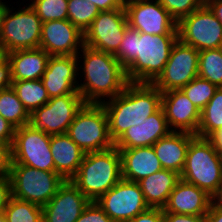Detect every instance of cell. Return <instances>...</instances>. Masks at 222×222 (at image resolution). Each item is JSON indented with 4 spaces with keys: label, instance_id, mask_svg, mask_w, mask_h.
<instances>
[{
    "label": "cell",
    "instance_id": "6da1fadb",
    "mask_svg": "<svg viewBox=\"0 0 222 222\" xmlns=\"http://www.w3.org/2000/svg\"><path fill=\"white\" fill-rule=\"evenodd\" d=\"M178 35H150L127 27L114 55L131 83L152 84L163 72Z\"/></svg>",
    "mask_w": 222,
    "mask_h": 222
},
{
    "label": "cell",
    "instance_id": "7a4b0ae2",
    "mask_svg": "<svg viewBox=\"0 0 222 222\" xmlns=\"http://www.w3.org/2000/svg\"><path fill=\"white\" fill-rule=\"evenodd\" d=\"M162 92L153 84L129 83L125 89L102 105L114 143L131 126L140 125L161 107Z\"/></svg>",
    "mask_w": 222,
    "mask_h": 222
},
{
    "label": "cell",
    "instance_id": "3957f363",
    "mask_svg": "<svg viewBox=\"0 0 222 222\" xmlns=\"http://www.w3.org/2000/svg\"><path fill=\"white\" fill-rule=\"evenodd\" d=\"M81 49L85 78L83 84H78V92L85 103L101 104L102 98H114L130 83L125 68L113 54L85 44Z\"/></svg>",
    "mask_w": 222,
    "mask_h": 222
},
{
    "label": "cell",
    "instance_id": "277c9868",
    "mask_svg": "<svg viewBox=\"0 0 222 222\" xmlns=\"http://www.w3.org/2000/svg\"><path fill=\"white\" fill-rule=\"evenodd\" d=\"M122 179L118 148L85 153L71 182L90 200L97 201Z\"/></svg>",
    "mask_w": 222,
    "mask_h": 222
},
{
    "label": "cell",
    "instance_id": "5b68a950",
    "mask_svg": "<svg viewBox=\"0 0 222 222\" xmlns=\"http://www.w3.org/2000/svg\"><path fill=\"white\" fill-rule=\"evenodd\" d=\"M180 179L212 196L222 183V156L209 138L195 136L188 147Z\"/></svg>",
    "mask_w": 222,
    "mask_h": 222
},
{
    "label": "cell",
    "instance_id": "8992f818",
    "mask_svg": "<svg viewBox=\"0 0 222 222\" xmlns=\"http://www.w3.org/2000/svg\"><path fill=\"white\" fill-rule=\"evenodd\" d=\"M7 175L13 197L45 206L65 180L55 171H43L23 164H8Z\"/></svg>",
    "mask_w": 222,
    "mask_h": 222
},
{
    "label": "cell",
    "instance_id": "52a82bcc",
    "mask_svg": "<svg viewBox=\"0 0 222 222\" xmlns=\"http://www.w3.org/2000/svg\"><path fill=\"white\" fill-rule=\"evenodd\" d=\"M85 153L114 147L109 134L108 118L101 104L85 103L66 133Z\"/></svg>",
    "mask_w": 222,
    "mask_h": 222
},
{
    "label": "cell",
    "instance_id": "ba28073f",
    "mask_svg": "<svg viewBox=\"0 0 222 222\" xmlns=\"http://www.w3.org/2000/svg\"><path fill=\"white\" fill-rule=\"evenodd\" d=\"M8 164H23L43 171H55L50 135L31 124L15 128L8 151Z\"/></svg>",
    "mask_w": 222,
    "mask_h": 222
},
{
    "label": "cell",
    "instance_id": "9c48e42d",
    "mask_svg": "<svg viewBox=\"0 0 222 222\" xmlns=\"http://www.w3.org/2000/svg\"><path fill=\"white\" fill-rule=\"evenodd\" d=\"M8 7L0 36L5 52L39 48L43 22L29 5L15 13Z\"/></svg>",
    "mask_w": 222,
    "mask_h": 222
},
{
    "label": "cell",
    "instance_id": "30bf717a",
    "mask_svg": "<svg viewBox=\"0 0 222 222\" xmlns=\"http://www.w3.org/2000/svg\"><path fill=\"white\" fill-rule=\"evenodd\" d=\"M178 39L196 50L222 47V24L205 4L177 23Z\"/></svg>",
    "mask_w": 222,
    "mask_h": 222
},
{
    "label": "cell",
    "instance_id": "8fae6325",
    "mask_svg": "<svg viewBox=\"0 0 222 222\" xmlns=\"http://www.w3.org/2000/svg\"><path fill=\"white\" fill-rule=\"evenodd\" d=\"M199 50L182 43L173 45L163 72L152 83L160 92L181 90L198 77Z\"/></svg>",
    "mask_w": 222,
    "mask_h": 222
},
{
    "label": "cell",
    "instance_id": "7c38bea8",
    "mask_svg": "<svg viewBox=\"0 0 222 222\" xmlns=\"http://www.w3.org/2000/svg\"><path fill=\"white\" fill-rule=\"evenodd\" d=\"M85 104L81 95H62L30 114V124L48 135L65 134L78 111Z\"/></svg>",
    "mask_w": 222,
    "mask_h": 222
},
{
    "label": "cell",
    "instance_id": "4fadbf2b",
    "mask_svg": "<svg viewBox=\"0 0 222 222\" xmlns=\"http://www.w3.org/2000/svg\"><path fill=\"white\" fill-rule=\"evenodd\" d=\"M128 26L150 35H178L177 22L158 0H124Z\"/></svg>",
    "mask_w": 222,
    "mask_h": 222
},
{
    "label": "cell",
    "instance_id": "5bb4252c",
    "mask_svg": "<svg viewBox=\"0 0 222 222\" xmlns=\"http://www.w3.org/2000/svg\"><path fill=\"white\" fill-rule=\"evenodd\" d=\"M96 202L114 222H128L149 209L138 182L123 178Z\"/></svg>",
    "mask_w": 222,
    "mask_h": 222
},
{
    "label": "cell",
    "instance_id": "9a60e30c",
    "mask_svg": "<svg viewBox=\"0 0 222 222\" xmlns=\"http://www.w3.org/2000/svg\"><path fill=\"white\" fill-rule=\"evenodd\" d=\"M127 27L124 6L120 9L100 11L84 33V44L115 55L120 48Z\"/></svg>",
    "mask_w": 222,
    "mask_h": 222
},
{
    "label": "cell",
    "instance_id": "2e32d148",
    "mask_svg": "<svg viewBox=\"0 0 222 222\" xmlns=\"http://www.w3.org/2000/svg\"><path fill=\"white\" fill-rule=\"evenodd\" d=\"M83 45L84 33L68 19L43 22L39 48L50 56H77Z\"/></svg>",
    "mask_w": 222,
    "mask_h": 222
},
{
    "label": "cell",
    "instance_id": "e0dca14e",
    "mask_svg": "<svg viewBox=\"0 0 222 222\" xmlns=\"http://www.w3.org/2000/svg\"><path fill=\"white\" fill-rule=\"evenodd\" d=\"M79 53L74 55L50 56L41 78L49 98L62 95H81L78 92Z\"/></svg>",
    "mask_w": 222,
    "mask_h": 222
},
{
    "label": "cell",
    "instance_id": "ac0fdd59",
    "mask_svg": "<svg viewBox=\"0 0 222 222\" xmlns=\"http://www.w3.org/2000/svg\"><path fill=\"white\" fill-rule=\"evenodd\" d=\"M90 200L71 182L65 181L42 207L43 222H76Z\"/></svg>",
    "mask_w": 222,
    "mask_h": 222
},
{
    "label": "cell",
    "instance_id": "d6986e66",
    "mask_svg": "<svg viewBox=\"0 0 222 222\" xmlns=\"http://www.w3.org/2000/svg\"><path fill=\"white\" fill-rule=\"evenodd\" d=\"M161 107L171 131L178 130L179 132L191 133L193 135L197 134L201 120V111L181 90L163 92Z\"/></svg>",
    "mask_w": 222,
    "mask_h": 222
},
{
    "label": "cell",
    "instance_id": "ffe728a7",
    "mask_svg": "<svg viewBox=\"0 0 222 222\" xmlns=\"http://www.w3.org/2000/svg\"><path fill=\"white\" fill-rule=\"evenodd\" d=\"M171 132L163 108L160 107L140 125L131 126L114 143L116 148L152 146Z\"/></svg>",
    "mask_w": 222,
    "mask_h": 222
},
{
    "label": "cell",
    "instance_id": "44dd1931",
    "mask_svg": "<svg viewBox=\"0 0 222 222\" xmlns=\"http://www.w3.org/2000/svg\"><path fill=\"white\" fill-rule=\"evenodd\" d=\"M211 205V196L196 185L180 179L170 193L163 212L187 215H206Z\"/></svg>",
    "mask_w": 222,
    "mask_h": 222
},
{
    "label": "cell",
    "instance_id": "7402d4cb",
    "mask_svg": "<svg viewBox=\"0 0 222 222\" xmlns=\"http://www.w3.org/2000/svg\"><path fill=\"white\" fill-rule=\"evenodd\" d=\"M118 150L121 157V174L125 180L138 182L163 169L152 146Z\"/></svg>",
    "mask_w": 222,
    "mask_h": 222
},
{
    "label": "cell",
    "instance_id": "603a6c76",
    "mask_svg": "<svg viewBox=\"0 0 222 222\" xmlns=\"http://www.w3.org/2000/svg\"><path fill=\"white\" fill-rule=\"evenodd\" d=\"M195 136L191 133L171 131L153 144L152 147L162 168L181 174L185 166L189 144Z\"/></svg>",
    "mask_w": 222,
    "mask_h": 222
},
{
    "label": "cell",
    "instance_id": "cb8c5ba5",
    "mask_svg": "<svg viewBox=\"0 0 222 222\" xmlns=\"http://www.w3.org/2000/svg\"><path fill=\"white\" fill-rule=\"evenodd\" d=\"M50 148L55 172L65 181L77 173L85 152L65 133L50 135Z\"/></svg>",
    "mask_w": 222,
    "mask_h": 222
},
{
    "label": "cell",
    "instance_id": "d4e9b609",
    "mask_svg": "<svg viewBox=\"0 0 222 222\" xmlns=\"http://www.w3.org/2000/svg\"><path fill=\"white\" fill-rule=\"evenodd\" d=\"M49 58L50 55L42 48L9 52L12 81L41 79Z\"/></svg>",
    "mask_w": 222,
    "mask_h": 222
},
{
    "label": "cell",
    "instance_id": "484cf974",
    "mask_svg": "<svg viewBox=\"0 0 222 222\" xmlns=\"http://www.w3.org/2000/svg\"><path fill=\"white\" fill-rule=\"evenodd\" d=\"M179 180L180 174L177 172L162 169L141 179L138 184L149 208L163 209Z\"/></svg>",
    "mask_w": 222,
    "mask_h": 222
},
{
    "label": "cell",
    "instance_id": "4316f807",
    "mask_svg": "<svg viewBox=\"0 0 222 222\" xmlns=\"http://www.w3.org/2000/svg\"><path fill=\"white\" fill-rule=\"evenodd\" d=\"M12 88L30 114L50 100L41 79L12 81Z\"/></svg>",
    "mask_w": 222,
    "mask_h": 222
},
{
    "label": "cell",
    "instance_id": "83f0119b",
    "mask_svg": "<svg viewBox=\"0 0 222 222\" xmlns=\"http://www.w3.org/2000/svg\"><path fill=\"white\" fill-rule=\"evenodd\" d=\"M0 115L15 128L30 124V113L12 86L0 92Z\"/></svg>",
    "mask_w": 222,
    "mask_h": 222
},
{
    "label": "cell",
    "instance_id": "f1b7e54d",
    "mask_svg": "<svg viewBox=\"0 0 222 222\" xmlns=\"http://www.w3.org/2000/svg\"><path fill=\"white\" fill-rule=\"evenodd\" d=\"M222 128V87H219L201 111V120L196 136L209 138Z\"/></svg>",
    "mask_w": 222,
    "mask_h": 222
},
{
    "label": "cell",
    "instance_id": "f546056e",
    "mask_svg": "<svg viewBox=\"0 0 222 222\" xmlns=\"http://www.w3.org/2000/svg\"><path fill=\"white\" fill-rule=\"evenodd\" d=\"M198 77L222 87V47L199 51Z\"/></svg>",
    "mask_w": 222,
    "mask_h": 222
},
{
    "label": "cell",
    "instance_id": "4dcf8cb0",
    "mask_svg": "<svg viewBox=\"0 0 222 222\" xmlns=\"http://www.w3.org/2000/svg\"><path fill=\"white\" fill-rule=\"evenodd\" d=\"M7 222H43L42 207L13 196L4 210Z\"/></svg>",
    "mask_w": 222,
    "mask_h": 222
},
{
    "label": "cell",
    "instance_id": "1f68e13d",
    "mask_svg": "<svg viewBox=\"0 0 222 222\" xmlns=\"http://www.w3.org/2000/svg\"><path fill=\"white\" fill-rule=\"evenodd\" d=\"M98 8L87 0H68V20L82 33L99 14Z\"/></svg>",
    "mask_w": 222,
    "mask_h": 222
},
{
    "label": "cell",
    "instance_id": "d6a6232c",
    "mask_svg": "<svg viewBox=\"0 0 222 222\" xmlns=\"http://www.w3.org/2000/svg\"><path fill=\"white\" fill-rule=\"evenodd\" d=\"M217 89L218 87L208 80L196 77L185 85L181 91L200 111H202L214 96Z\"/></svg>",
    "mask_w": 222,
    "mask_h": 222
},
{
    "label": "cell",
    "instance_id": "836d02e7",
    "mask_svg": "<svg viewBox=\"0 0 222 222\" xmlns=\"http://www.w3.org/2000/svg\"><path fill=\"white\" fill-rule=\"evenodd\" d=\"M29 5L42 22L68 19V0H33Z\"/></svg>",
    "mask_w": 222,
    "mask_h": 222
},
{
    "label": "cell",
    "instance_id": "e575fe53",
    "mask_svg": "<svg viewBox=\"0 0 222 222\" xmlns=\"http://www.w3.org/2000/svg\"><path fill=\"white\" fill-rule=\"evenodd\" d=\"M178 23L182 18L205 5L206 0H158Z\"/></svg>",
    "mask_w": 222,
    "mask_h": 222
},
{
    "label": "cell",
    "instance_id": "d590c367",
    "mask_svg": "<svg viewBox=\"0 0 222 222\" xmlns=\"http://www.w3.org/2000/svg\"><path fill=\"white\" fill-rule=\"evenodd\" d=\"M76 222H114L99 206L96 201L90 203L84 208Z\"/></svg>",
    "mask_w": 222,
    "mask_h": 222
},
{
    "label": "cell",
    "instance_id": "8d00e7d4",
    "mask_svg": "<svg viewBox=\"0 0 222 222\" xmlns=\"http://www.w3.org/2000/svg\"><path fill=\"white\" fill-rule=\"evenodd\" d=\"M11 86V65L8 61V53L0 48V92Z\"/></svg>",
    "mask_w": 222,
    "mask_h": 222
},
{
    "label": "cell",
    "instance_id": "74e56055",
    "mask_svg": "<svg viewBox=\"0 0 222 222\" xmlns=\"http://www.w3.org/2000/svg\"><path fill=\"white\" fill-rule=\"evenodd\" d=\"M15 127L0 115V146L10 150L14 139Z\"/></svg>",
    "mask_w": 222,
    "mask_h": 222
},
{
    "label": "cell",
    "instance_id": "f35d334b",
    "mask_svg": "<svg viewBox=\"0 0 222 222\" xmlns=\"http://www.w3.org/2000/svg\"><path fill=\"white\" fill-rule=\"evenodd\" d=\"M128 222H164V212L161 208H149Z\"/></svg>",
    "mask_w": 222,
    "mask_h": 222
},
{
    "label": "cell",
    "instance_id": "ab89813d",
    "mask_svg": "<svg viewBox=\"0 0 222 222\" xmlns=\"http://www.w3.org/2000/svg\"><path fill=\"white\" fill-rule=\"evenodd\" d=\"M11 196V183L8 175L0 176V214L4 213Z\"/></svg>",
    "mask_w": 222,
    "mask_h": 222
},
{
    "label": "cell",
    "instance_id": "60d3db41",
    "mask_svg": "<svg viewBox=\"0 0 222 222\" xmlns=\"http://www.w3.org/2000/svg\"><path fill=\"white\" fill-rule=\"evenodd\" d=\"M164 222H205V215H187L164 212Z\"/></svg>",
    "mask_w": 222,
    "mask_h": 222
},
{
    "label": "cell",
    "instance_id": "b9f144b4",
    "mask_svg": "<svg viewBox=\"0 0 222 222\" xmlns=\"http://www.w3.org/2000/svg\"><path fill=\"white\" fill-rule=\"evenodd\" d=\"M94 4L99 11L120 9L124 6V0H87Z\"/></svg>",
    "mask_w": 222,
    "mask_h": 222
},
{
    "label": "cell",
    "instance_id": "7bdbcfd3",
    "mask_svg": "<svg viewBox=\"0 0 222 222\" xmlns=\"http://www.w3.org/2000/svg\"><path fill=\"white\" fill-rule=\"evenodd\" d=\"M205 222H222V209L216 208L211 204L205 215Z\"/></svg>",
    "mask_w": 222,
    "mask_h": 222
},
{
    "label": "cell",
    "instance_id": "ee69618b",
    "mask_svg": "<svg viewBox=\"0 0 222 222\" xmlns=\"http://www.w3.org/2000/svg\"><path fill=\"white\" fill-rule=\"evenodd\" d=\"M205 4L222 24V0H206Z\"/></svg>",
    "mask_w": 222,
    "mask_h": 222
},
{
    "label": "cell",
    "instance_id": "f6af8a7d",
    "mask_svg": "<svg viewBox=\"0 0 222 222\" xmlns=\"http://www.w3.org/2000/svg\"><path fill=\"white\" fill-rule=\"evenodd\" d=\"M209 139L212 141L217 152L222 156V128L214 132Z\"/></svg>",
    "mask_w": 222,
    "mask_h": 222
},
{
    "label": "cell",
    "instance_id": "bcb514c9",
    "mask_svg": "<svg viewBox=\"0 0 222 222\" xmlns=\"http://www.w3.org/2000/svg\"><path fill=\"white\" fill-rule=\"evenodd\" d=\"M8 151L0 146V176L7 174Z\"/></svg>",
    "mask_w": 222,
    "mask_h": 222
},
{
    "label": "cell",
    "instance_id": "7dc6e473",
    "mask_svg": "<svg viewBox=\"0 0 222 222\" xmlns=\"http://www.w3.org/2000/svg\"><path fill=\"white\" fill-rule=\"evenodd\" d=\"M211 204L216 208L222 209V183L216 192L211 196Z\"/></svg>",
    "mask_w": 222,
    "mask_h": 222
},
{
    "label": "cell",
    "instance_id": "c3c4849f",
    "mask_svg": "<svg viewBox=\"0 0 222 222\" xmlns=\"http://www.w3.org/2000/svg\"><path fill=\"white\" fill-rule=\"evenodd\" d=\"M7 9H8V6L4 4L3 2H1L0 3V36H1L2 26L4 23V17H5Z\"/></svg>",
    "mask_w": 222,
    "mask_h": 222
},
{
    "label": "cell",
    "instance_id": "681fc988",
    "mask_svg": "<svg viewBox=\"0 0 222 222\" xmlns=\"http://www.w3.org/2000/svg\"><path fill=\"white\" fill-rule=\"evenodd\" d=\"M0 222H7V219L4 213L0 214Z\"/></svg>",
    "mask_w": 222,
    "mask_h": 222
}]
</instances>
